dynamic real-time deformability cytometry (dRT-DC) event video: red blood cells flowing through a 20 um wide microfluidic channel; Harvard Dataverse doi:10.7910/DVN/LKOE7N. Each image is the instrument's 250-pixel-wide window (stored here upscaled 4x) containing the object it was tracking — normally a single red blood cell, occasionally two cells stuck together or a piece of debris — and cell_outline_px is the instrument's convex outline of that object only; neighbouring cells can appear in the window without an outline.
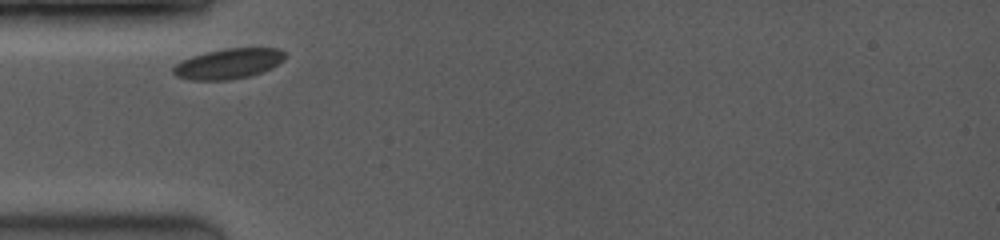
{"species": "common noctule bat (a hibernating species)", "species_latin": "Nyctalus noctula", "temperature_condition": "room temperature", "stored_images_in_passage": 3, "camera_frame_rate_fps": 3500, "um_per_image_px": 0.085, "animal": {"sex": "female", "body_mass_g": 19.0, "forearm_length_mm": 53.3}, "frame": {"image": 1, "passage_image": 1, "time_ms": 0.0, "image_size_px": [1000, 240], "cell_outline_px": [[284, 60], [260, 72], [248, 76], [228, 80], [192, 80], [176, 76], [172, 72], [172, 68], [180, 60], [204, 52], [224, 48], [280, 48], [284, 52]], "centroid_in_image_um": [19.36, 5.4], "position_along_channel_um": 65.6, "area_um2": 19.59}}
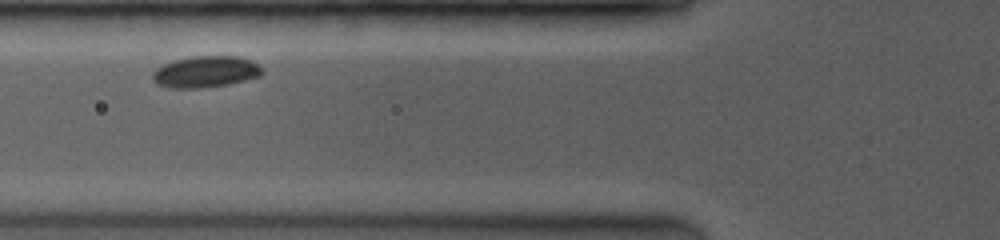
{"frame": {"image": 2, "passage_image": 2, "time_ms": 1.143, "image_size_px": [1000, 240], "cell_outline_px": [[264, 72], [260, 76], [228, 84], [200, 88], [172, 88], [156, 84], [152, 80], [152, 72], [156, 68], [164, 64], [176, 60], [192, 56], [236, 56], [252, 60], [260, 64], [264, 68]], "centroid_in_image_um": [17.5, 6.1], "position_along_channel_um": 108.3, "area_um2": 20.23}}